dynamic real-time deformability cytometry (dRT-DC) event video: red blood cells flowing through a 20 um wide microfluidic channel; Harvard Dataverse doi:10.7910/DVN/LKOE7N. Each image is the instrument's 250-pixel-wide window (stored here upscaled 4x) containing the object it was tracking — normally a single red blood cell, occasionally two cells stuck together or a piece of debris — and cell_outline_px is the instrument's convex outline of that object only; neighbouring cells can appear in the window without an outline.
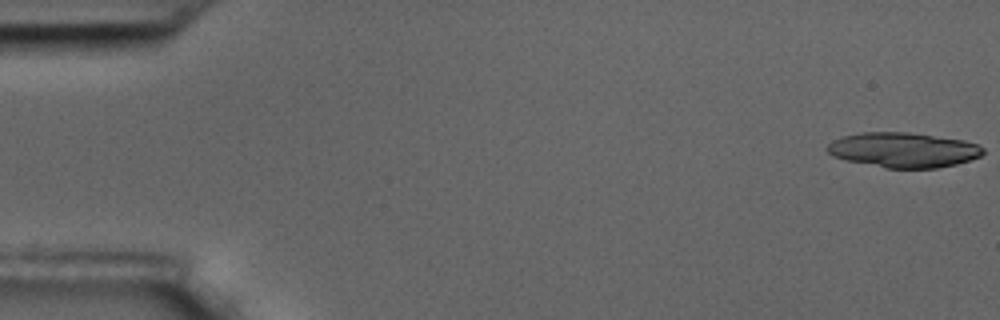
{"species": "common noctule bat (a hibernating species)", "species_latin": "Nyctalus noctula", "temperature_condition": "room temperature", "stored_images_in_passage": 17, "segment_of_instrument_passage": [1, 3], "camera_frame_rate_fps": 3000, "um_per_image_px": 0.085, "animal": {"sex": "male", "body_mass_g": 17.5, "forearm_length_mm": 52.3}, "frame": {"image": 1, "passage_image": 1, "time_ms": 0.0, "image_size_px": [1000, 320], "cell_outline_px": [[980, 152], [976, 156], [964, 160], [948, 164], [924, 168], [896, 168], [860, 160], [844, 156], [880, 136], [924, 136], [952, 140], [972, 144]], "centroid_in_image_um": [77.66, 12.9], "position_along_channel_um": 7.3, "area_um2": 22.37}}